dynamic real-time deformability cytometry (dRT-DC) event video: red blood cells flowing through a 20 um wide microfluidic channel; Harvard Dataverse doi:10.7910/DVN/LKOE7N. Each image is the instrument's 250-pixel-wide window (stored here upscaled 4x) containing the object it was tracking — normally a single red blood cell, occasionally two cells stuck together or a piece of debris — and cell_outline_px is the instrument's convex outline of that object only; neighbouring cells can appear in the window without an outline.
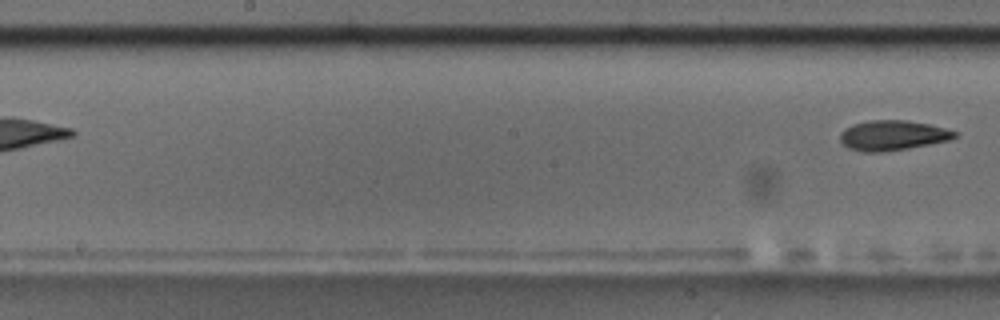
{"species": "common noctule bat (a hibernating species)", "species_latin": "Nyctalus noctula", "temperature_condition": "room temperature", "stored_images_in_passage": 7, "segment_of_instrument_passage": [2, 2], "camera_frame_rate_fps": 3000, "um_per_image_px": 0.085, "animal": {"sex": "male", "body_mass_g": 17.5, "forearm_length_mm": 52.3}, "frame": {"image": 1, "passage_image": 7, "time_ms": 7.333, "image_size_px": [1000, 320], "cell_outline_px": [[960, 132], [956, 136], [948, 140], [908, 148], [880, 152], [864, 152], [848, 148], [840, 140], [840, 132], [844, 128], [852, 124], [868, 120], [908, 120], [948, 128]], "centroid_in_image_um": [75.87, 11.49], "position_along_channel_um": 172.3, "area_um2": 20.11}}